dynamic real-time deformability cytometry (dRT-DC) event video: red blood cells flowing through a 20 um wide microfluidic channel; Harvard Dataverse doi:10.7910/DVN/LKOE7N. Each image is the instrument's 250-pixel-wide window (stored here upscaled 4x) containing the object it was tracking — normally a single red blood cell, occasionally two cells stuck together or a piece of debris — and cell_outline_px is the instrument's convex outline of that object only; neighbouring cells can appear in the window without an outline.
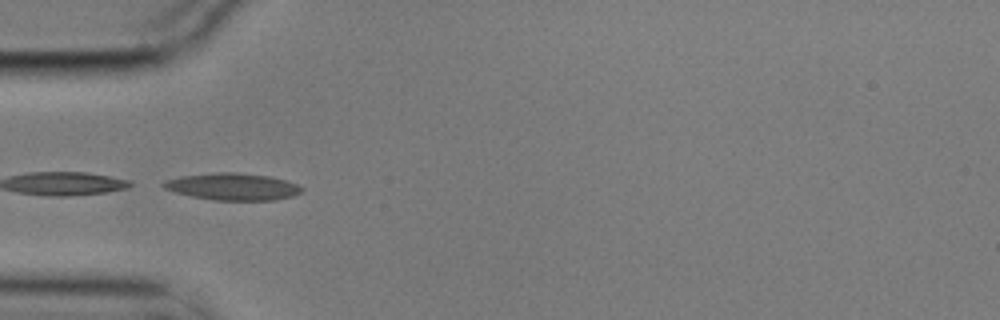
{"species": "common noctule bat (a hibernating species)", "species_latin": "Nyctalus noctula", "temperature_condition": "cold", "stored_images_in_passage": 5, "camera_frame_rate_fps": 3000, "um_per_image_px": 0.085, "animal": {"sex": "male", "body_mass_g": 17.9}, "frame": {"image": 1, "passage_image": 5, "time_ms": 1.333, "image_size_px": [1000, 320], "cell_outline_px": [[304, 188], [300, 192], [292, 196], [276, 200], [216, 200], [192, 196], [176, 192], [164, 188], [160, 184], [164, 180], [180, 176], [216, 172], [236, 172], [268, 176], [284, 180], [296, 184]], "centroid_in_image_um": [19.75, 15.86], "position_along_channel_um": 65.3, "area_um2": 21.62}}